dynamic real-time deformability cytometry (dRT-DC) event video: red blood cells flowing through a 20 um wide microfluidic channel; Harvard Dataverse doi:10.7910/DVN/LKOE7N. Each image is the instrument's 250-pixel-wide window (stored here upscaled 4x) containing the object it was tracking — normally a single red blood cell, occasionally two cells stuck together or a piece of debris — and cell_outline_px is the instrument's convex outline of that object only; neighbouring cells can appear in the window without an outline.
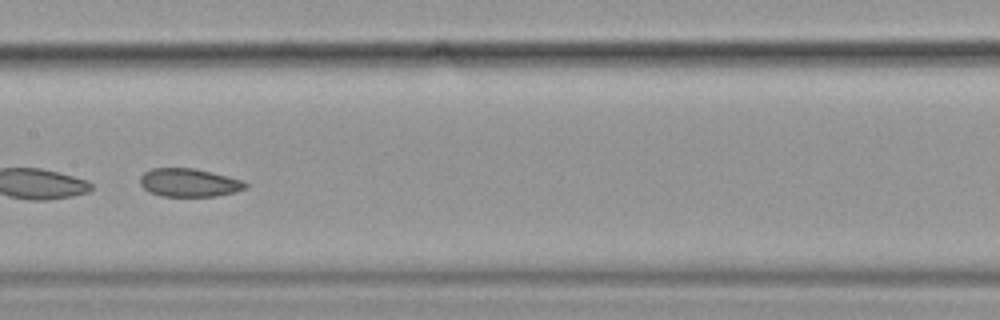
{"species": "common noctule bat (a hibernating species)", "species_latin": "Nyctalus noctula", "temperature_condition": "cold", "stored_images_in_passage": 43, "segment_of_instrument_passage": [2, 2], "camera_frame_rate_fps": 3000, "um_per_image_px": 0.085, "animal": {"sex": "female", "body_mass_g": 19.9}, "frame": {"image": 1, "passage_image": 17, "time_ms": 5.333, "image_size_px": [1000, 320], "cell_outline_px": [[248, 188], [236, 192], [216, 196], [160, 196], [148, 192], [140, 184], [140, 176], [144, 172], [152, 168], [192, 168], [212, 172], [244, 180], [248, 184]], "centroid_in_image_um": [16.09, 15.53], "position_along_channel_um": 191.3, "area_um2": 17.57}}